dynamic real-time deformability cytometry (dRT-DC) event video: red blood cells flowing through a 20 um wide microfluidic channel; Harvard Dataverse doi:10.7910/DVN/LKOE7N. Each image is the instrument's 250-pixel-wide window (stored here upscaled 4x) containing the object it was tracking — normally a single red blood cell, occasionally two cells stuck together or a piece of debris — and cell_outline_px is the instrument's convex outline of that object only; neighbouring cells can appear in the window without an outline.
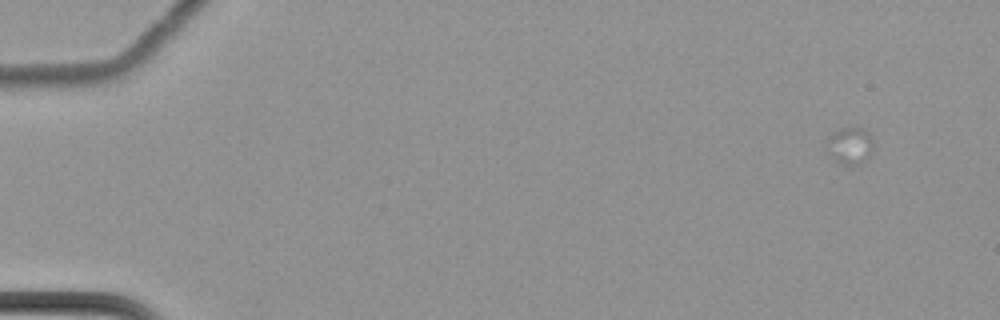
{"species": "common noctule bat (a hibernating species)", "species_latin": "Nyctalus noctula", "temperature_condition": "cold", "stored_images_in_passage": 6, "camera_frame_rate_fps": 3000, "um_per_image_px": 0.085, "animal": {"sex": "female", "body_mass_g": 22.7, "forearm_length_mm": 54.2}, "frame": {"image": 1, "passage_image": 1, "time_ms": 0.0, "image_size_px": [1000, 320], "cell_outline_px": [[876, 144], [872, 152], [864, 164], [856, 168], [852, 168], [840, 164], [828, 152], [824, 144], [828, 136], [844, 128], [864, 128], [868, 132]], "centroid_in_image_um": [72.3, 12.46], "position_along_channel_um": 12.7, "area_um2": 10.69}}